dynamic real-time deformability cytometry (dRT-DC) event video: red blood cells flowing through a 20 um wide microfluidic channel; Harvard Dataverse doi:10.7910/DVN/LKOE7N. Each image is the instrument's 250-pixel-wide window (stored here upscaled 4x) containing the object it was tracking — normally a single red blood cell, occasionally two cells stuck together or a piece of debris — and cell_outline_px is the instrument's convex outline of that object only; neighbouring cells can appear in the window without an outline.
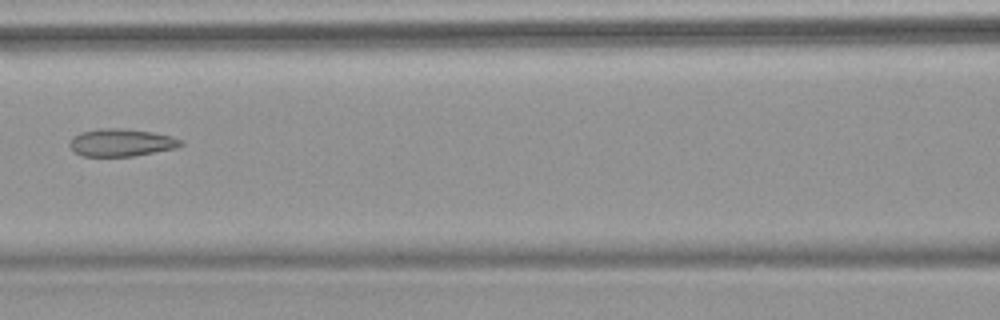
{"species": "common noctule bat (a hibernating species)", "species_latin": "Nyctalus noctula", "temperature_condition": "warm", "stored_images_in_passage": 7, "camera_frame_rate_fps": 3000, "um_per_image_px": 0.085, "animal": {"sex": "female", "body_mass_g": 18.4}, "frame": {"image": 1, "passage_image": 6, "time_ms": 7.333, "image_size_px": [1000, 320], "cell_outline_px": [[184, 144], [176, 148], [132, 156], [80, 156], [68, 144], [72, 136], [80, 132], [100, 128], [124, 128], [152, 132], [172, 136], [184, 140]], "centroid_in_image_um": [10.31, 12.11], "position_along_channel_um": 156.3, "area_um2": 17.98}}
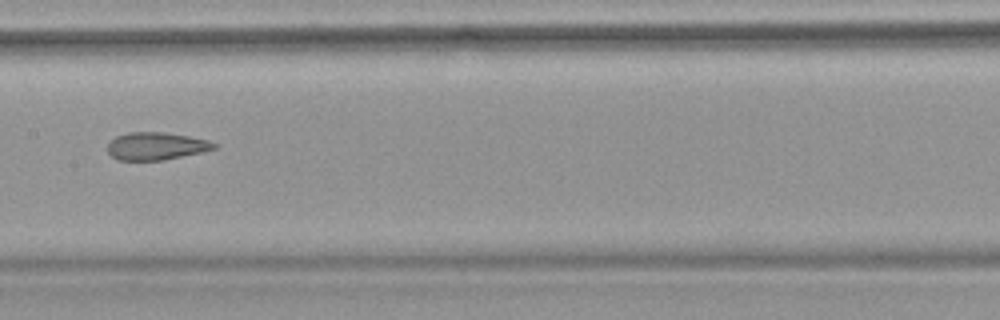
{"frame": {"image": 2, "passage_image": 7, "time_ms": 8.333, "image_size_px": [1000, 320], "cell_outline_px": [[216, 148], [200, 152], [164, 160], [116, 160], [108, 152], [108, 144], [116, 136], [128, 132], [164, 132], [188, 136], [208, 140], [216, 144]], "centroid_in_image_um": [13.24, 12.41], "position_along_channel_um": 194.2, "area_um2": 16.99}}